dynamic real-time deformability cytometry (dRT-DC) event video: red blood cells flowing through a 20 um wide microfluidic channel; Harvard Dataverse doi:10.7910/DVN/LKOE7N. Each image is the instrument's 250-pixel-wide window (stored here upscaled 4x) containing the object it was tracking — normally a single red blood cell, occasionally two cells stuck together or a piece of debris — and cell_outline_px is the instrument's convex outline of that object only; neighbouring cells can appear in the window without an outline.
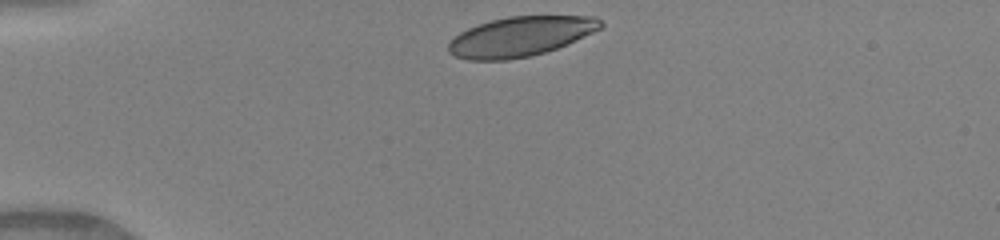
{"species": "human", "species_latin": "Homo sapiens", "temperature_condition": "warm", "stored_images_in_passage": 33, "camera_frame_rate_fps": 3000, "um_per_image_px": 0.085, "donor": {"sex": "female"}, "frame": {"image": 1, "passage_image": 1, "time_ms": 0.0, "image_size_px": [1000, 240], "cell_outline_px": [[604, 24], [600, 28], [568, 44], [544, 52], [528, 56], [508, 60], [468, 60], [456, 56], [448, 52], [448, 44], [460, 32], [468, 28], [492, 20], [508, 16], [596, 16]], "centroid_in_image_um": [44.23, 3.1], "position_along_channel_um": 40.8, "area_um2": 34.91}}
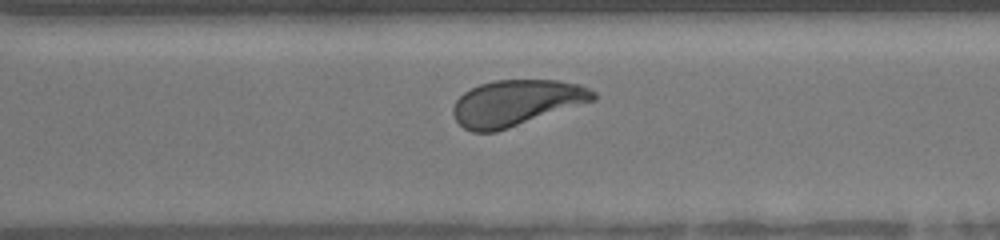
{"frame": {"image": 2, "passage_image": 25, "time_ms": 8.0, "image_size_px": [1000, 240], "cell_outline_px": [[596, 100], [496, 132], [472, 132], [464, 128], [456, 120], [452, 112], [452, 108], [456, 100], [464, 92], [480, 84], [496, 80], [560, 80], [580, 84], [596, 92]], "centroid_in_image_um": [43.89, 8.74], "position_along_channel_um": 326.7, "area_um2": 37.51}}
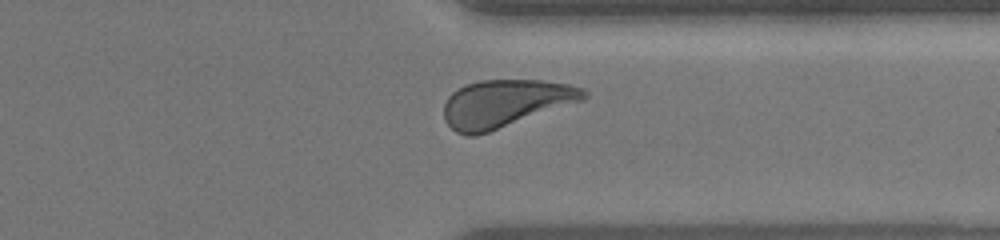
{"frame": {"image": 3, "passage_image": 28, "time_ms": 9.0, "image_size_px": [1000, 240], "cell_outline_px": [[588, 96], [584, 100], [476, 136], [468, 136], [456, 132], [444, 120], [444, 104], [448, 96], [452, 92], [464, 84], [480, 80], [544, 80], [568, 84], [584, 88], [588, 92]], "centroid_in_image_um": [42.95, 8.78], "position_along_channel_um": 368.5, "area_um2": 38.84}, "authors_computed_cell_mechanics": {"area_um2": 37.9168, "velocity_mm_per_s": 4.1077, "shape_relaxation_time_tau1_ms": 3.1922, "shape_relaxation_time_tau2_ms": 0.9414, "deformation_change_tau1": 0.1488, "deformation_change_tau2": 0.0768}}